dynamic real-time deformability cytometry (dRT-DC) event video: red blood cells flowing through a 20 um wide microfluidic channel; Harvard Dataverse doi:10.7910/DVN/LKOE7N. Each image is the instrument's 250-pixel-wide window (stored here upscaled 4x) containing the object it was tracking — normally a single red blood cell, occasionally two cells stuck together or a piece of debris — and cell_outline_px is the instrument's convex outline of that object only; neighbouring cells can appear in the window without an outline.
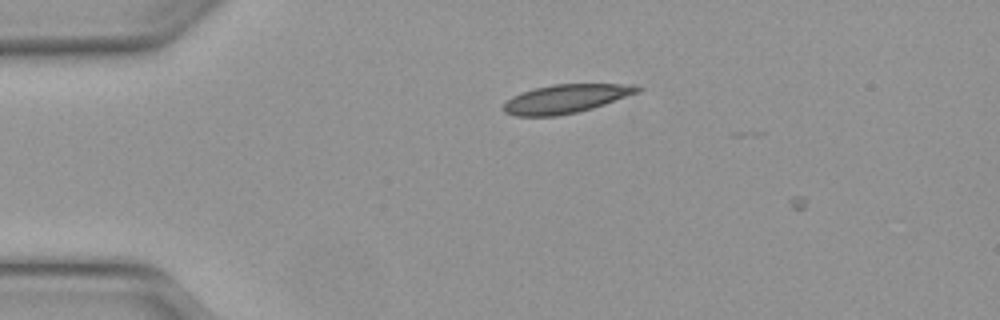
{"species": "Egyptian fruit bat (a non-hibernating species)", "species_latin": "Rousettus aegyptiacus", "temperature_condition": "warm", "stored_images_in_passage": 7, "camera_frame_rate_fps": 3000, "um_per_image_px": 0.085, "animal": {"sex": "female"}, "frame": {"image": 1, "passage_image": 6, "time_ms": 1.667, "image_size_px": [1000, 320], "cell_outline_px": [[644, 88], [640, 92], [592, 108], [576, 112], [556, 116], [516, 116], [504, 112], [504, 104], [512, 96], [532, 88], [552, 84], [640, 84]], "centroid_in_image_um": [48.14, 8.38], "position_along_channel_um": 36.9, "area_um2": 22.48}}